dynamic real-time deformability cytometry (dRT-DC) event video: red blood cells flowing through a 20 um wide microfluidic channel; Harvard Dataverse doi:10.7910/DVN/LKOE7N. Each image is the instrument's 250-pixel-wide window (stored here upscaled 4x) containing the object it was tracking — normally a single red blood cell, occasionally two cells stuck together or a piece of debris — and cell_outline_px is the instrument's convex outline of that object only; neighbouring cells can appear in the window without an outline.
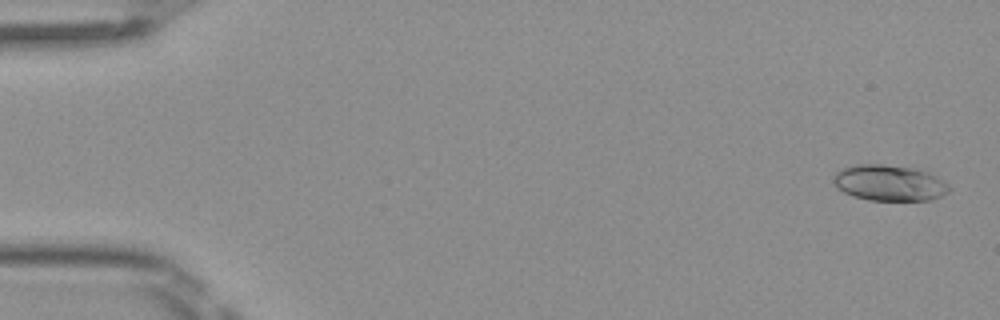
{"species": "Egyptian fruit bat (a non-hibernating species)", "species_latin": "Rousettus aegyptiacus", "temperature_condition": "room temperature", "stored_images_in_passage": 5, "camera_frame_rate_fps": 3000, "um_per_image_px": 0.085, "frame": {"image": 1, "passage_image": 1, "time_ms": 0.0, "image_size_px": [1000, 320], "cell_outline_px": [[952, 188], [948, 192], [932, 200], [868, 200], [852, 196], [836, 188], [832, 180], [832, 176], [836, 172], [844, 168], [856, 164], [880, 164], [908, 168], [928, 172], [944, 180]], "centroid_in_image_um": [75.57, 15.56], "position_along_channel_um": 9.4, "area_um2": 24.22}}
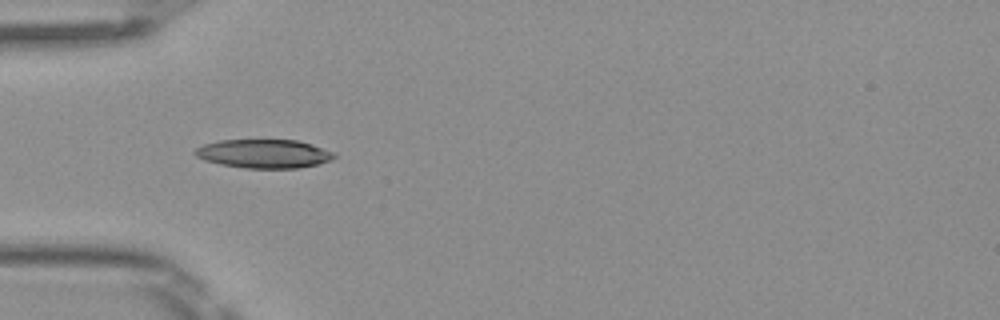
{"frame": {"image": 2, "passage_image": 5, "time_ms": 1.333, "image_size_px": [1000, 320], "cell_outline_px": [[336, 156], [332, 160], [320, 164], [300, 168], [244, 168], [220, 164], [204, 160], [196, 156], [192, 152], [196, 148], [204, 144], [220, 140], [296, 140], [312, 144], [336, 152]], "centroid_in_image_um": [22.47, 13.07], "position_along_channel_um": 62.5, "area_um2": 23.52}}